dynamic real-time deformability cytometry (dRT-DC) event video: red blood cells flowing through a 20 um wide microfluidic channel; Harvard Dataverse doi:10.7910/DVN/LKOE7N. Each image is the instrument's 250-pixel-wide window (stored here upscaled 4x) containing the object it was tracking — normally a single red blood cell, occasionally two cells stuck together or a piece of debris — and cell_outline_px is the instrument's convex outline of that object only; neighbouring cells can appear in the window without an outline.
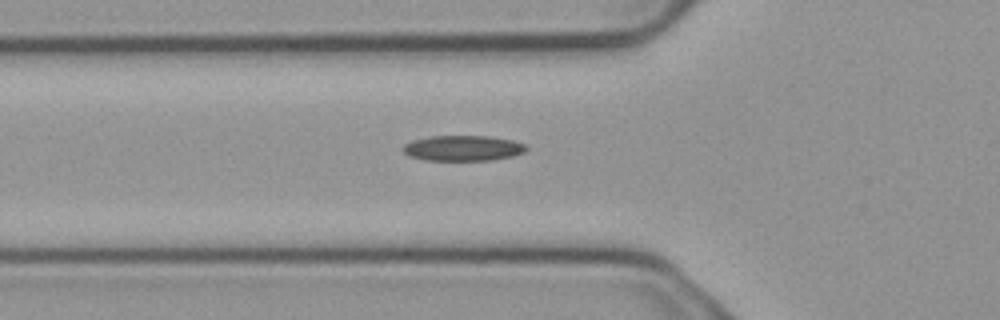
{"species": "common noctule bat (a hibernating species)", "species_latin": "Nyctalus noctula", "temperature_condition": "cold", "stored_images_in_passage": 6, "camera_frame_rate_fps": 3000, "um_per_image_px": 0.085, "animal": {"sex": "male", "body_mass_g": 23.1, "forearm_length_mm": 52.7}, "frame": {"image": 1, "passage_image": 6, "time_ms": 1.667, "image_size_px": [1000, 320], "cell_outline_px": [[528, 148], [524, 152], [512, 156], [492, 160], [428, 160], [412, 156], [404, 152], [404, 144], [416, 140], [432, 136], [488, 136], [512, 140], [524, 144]], "centroid_in_image_um": [39.41, 12.59], "position_along_channel_um": 86.4, "area_um2": 17.92}}